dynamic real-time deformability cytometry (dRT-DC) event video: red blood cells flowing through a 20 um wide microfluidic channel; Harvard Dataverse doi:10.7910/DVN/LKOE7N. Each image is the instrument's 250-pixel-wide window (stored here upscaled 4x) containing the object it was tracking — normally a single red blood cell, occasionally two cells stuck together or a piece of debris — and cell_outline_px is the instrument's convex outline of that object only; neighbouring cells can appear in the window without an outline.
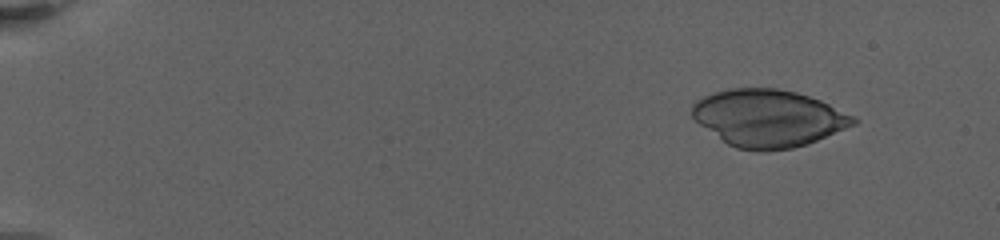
{"species": "human", "species_latin": "Homo sapiens", "temperature_condition": "warm", "stored_images_in_passage": 37, "camera_frame_rate_fps": 3000, "um_per_image_px": 0.085, "donor": {"sex": "female"}, "frame": {"image": 1, "passage_image": 10, "time_ms": 2.0, "image_size_px": [1000, 240], "cell_outline_px": [[860, 120], [856, 124], [808, 144], [792, 148], [760, 152], [756, 152], [736, 148], [728, 144], [700, 124], [692, 116], [692, 104], [696, 100], [704, 96], [728, 88], [776, 88], [796, 92], [820, 100], [856, 116]], "centroid_in_image_um": [65.34, 10.05], "position_along_channel_um": 19.7, "area_um2": 53.87}}
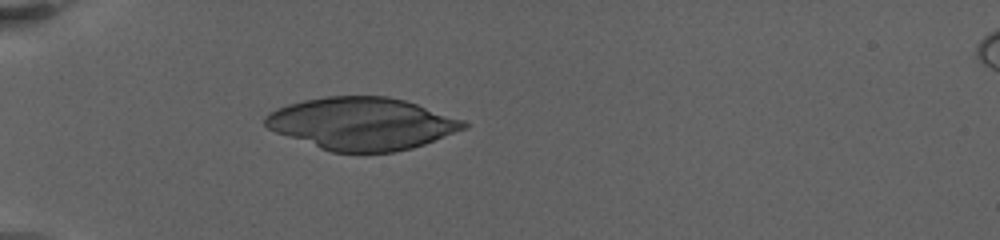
{"frame": {"image": 2, "passage_image": 24, "time_ms": 6.667, "image_size_px": [1000, 240], "cell_outline_px": [[468, 128], [424, 144], [412, 148], [392, 152], [332, 152], [320, 148], [276, 132], [268, 128], [264, 124], [264, 116], [268, 112], [276, 108], [288, 104], [304, 100], [328, 96], [388, 96], [404, 100], [464, 120], [468, 124]], "centroid_in_image_um": [30.75, 10.5], "position_along_channel_um": 54.2, "area_um2": 60.34}}